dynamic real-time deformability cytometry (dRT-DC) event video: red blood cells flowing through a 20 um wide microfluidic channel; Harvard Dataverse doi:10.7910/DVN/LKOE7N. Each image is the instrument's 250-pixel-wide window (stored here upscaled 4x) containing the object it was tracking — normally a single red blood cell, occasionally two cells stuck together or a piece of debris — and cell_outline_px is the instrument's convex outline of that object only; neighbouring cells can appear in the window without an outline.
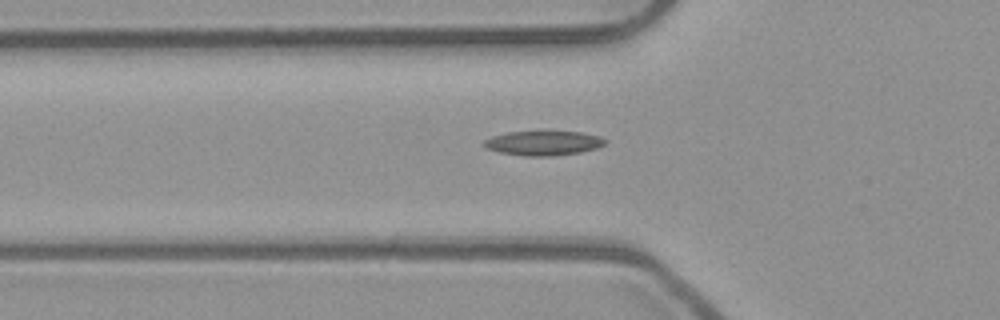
{"species": "common noctule bat (a hibernating species)", "species_latin": "Nyctalus noctula", "temperature_condition": "room temperature", "stored_images_in_passage": 37, "camera_frame_rate_fps": 3000, "um_per_image_px": 0.085, "animal": {"sex": "male", "body_mass_g": 23.1, "forearm_length_mm": 52.7}, "frame": {"image": 1, "passage_image": 6, "time_ms": 1.667, "image_size_px": [1000, 320], "cell_outline_px": [[608, 140], [604, 144], [596, 148], [580, 152], [552, 156], [524, 156], [500, 152], [488, 148], [484, 144], [484, 140], [492, 136], [508, 132], [580, 132], [600, 136]], "centroid_in_image_um": [46.21, 12.16], "position_along_channel_um": 79.6, "area_um2": 17.05}}
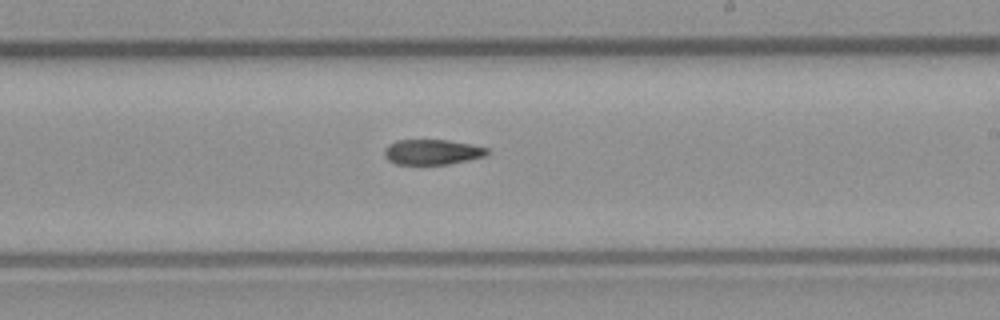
{"frame": {"image": 2, "passage_image": 19, "time_ms": 6.0, "image_size_px": [1000, 320], "cell_outline_px": [[492, 152], [484, 156], [448, 164], [396, 164], [388, 160], [384, 156], [384, 148], [388, 144], [396, 140], [448, 140], [488, 148]], "centroid_in_image_um": [36.71, 12.91], "position_along_channel_um": 252.3, "area_um2": 15.09}}
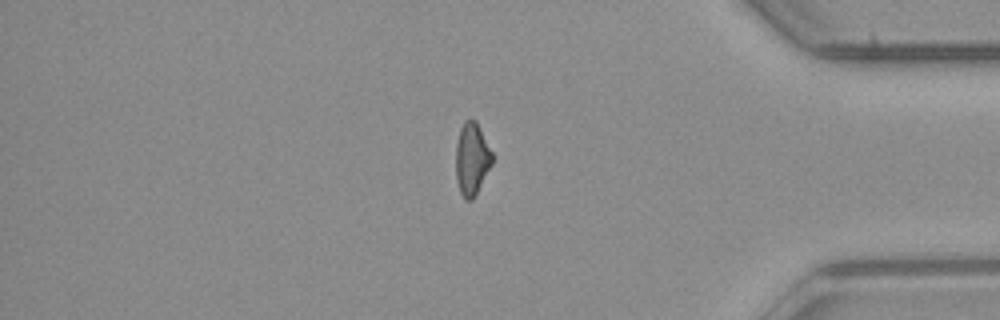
{"frame": {"image": 3, "passage_image": 32, "time_ms": 10.333, "image_size_px": [1000, 320], "cell_outline_px": [[492, 164], [472, 200], [464, 200], [460, 192], [456, 180], [456, 144], [460, 128], [464, 120], [476, 120], [492, 152]], "centroid_in_image_um": [40.09, 13.5], "position_along_channel_um": 395.1, "area_um2": 15.26}}